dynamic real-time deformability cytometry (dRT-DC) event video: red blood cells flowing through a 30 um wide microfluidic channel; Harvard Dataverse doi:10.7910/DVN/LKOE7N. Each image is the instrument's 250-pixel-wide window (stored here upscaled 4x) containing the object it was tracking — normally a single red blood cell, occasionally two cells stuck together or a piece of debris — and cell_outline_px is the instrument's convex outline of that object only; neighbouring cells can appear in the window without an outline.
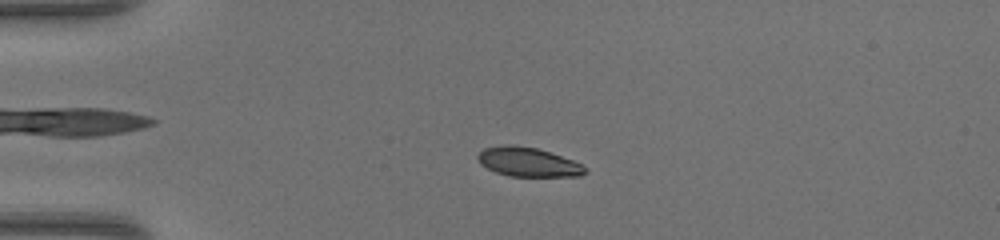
{"species": "common noctule bat (a hibernating species)", "species_latin": "Nyctalus noctula", "temperature_condition": "warm", "stored_images_in_passage": 45, "camera_frame_rate_fps": 3000, "um_per_image_px": 0.085, "animal": {"sex": "female", "body_mass_g": 17.0, "forearm_length_mm": 48.0}, "frame": {"image": 1, "passage_image": 9, "time_ms": 2.667, "image_size_px": [1000, 240], "cell_outline_px": [[588, 172], [580, 176], [508, 176], [496, 172], [480, 164], [476, 156], [484, 148], [504, 144], [512, 144], [536, 148], [572, 160], [588, 168]], "centroid_in_image_um": [44.87, 13.77], "position_along_channel_um": 40.1, "area_um2": 18.21}}
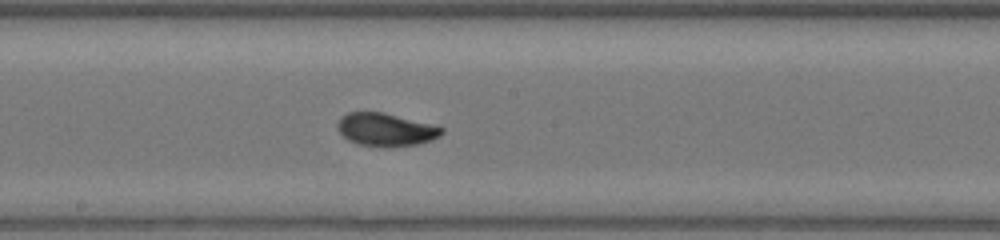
{"frame": {"image": 2, "passage_image": 24, "time_ms": 7.667, "image_size_px": [1000, 240], "cell_outline_px": [[444, 132], [440, 136], [432, 140], [416, 144], [388, 148], [356, 144], [348, 140], [336, 128], [336, 124], [340, 116], [348, 112], [384, 112], [444, 128]], "centroid_in_image_um": [32.75, 11.03], "position_along_channel_um": 215.5, "area_um2": 20.17}}
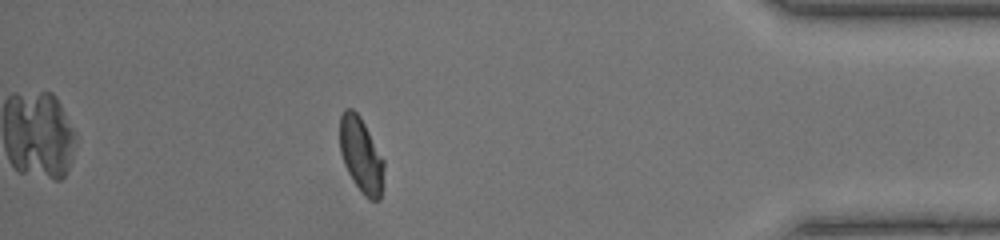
{"frame": {"image": 3, "passage_image": 40, "time_ms": 13.0, "image_size_px": [1000, 240], "cell_outline_px": [[384, 168], [380, 200], [368, 200], [364, 196], [348, 172], [344, 164], [340, 152], [340, 116], [344, 108], [352, 108], [360, 116], [384, 160]], "centroid_in_image_um": [30.68, 13.17], "position_along_channel_um": 404.5, "area_um2": 19.19}, "authors_computed_cell_mechanics": {"area_um2": 19.652, "velocity_mm_per_s": 4.3125, "shape_relaxation_time_tau1_ms": 3.7892, "shape_relaxation_time_tau2_ms": null, "deformation_change_tau1": 0.171, "deformation_change_tau2": null}}